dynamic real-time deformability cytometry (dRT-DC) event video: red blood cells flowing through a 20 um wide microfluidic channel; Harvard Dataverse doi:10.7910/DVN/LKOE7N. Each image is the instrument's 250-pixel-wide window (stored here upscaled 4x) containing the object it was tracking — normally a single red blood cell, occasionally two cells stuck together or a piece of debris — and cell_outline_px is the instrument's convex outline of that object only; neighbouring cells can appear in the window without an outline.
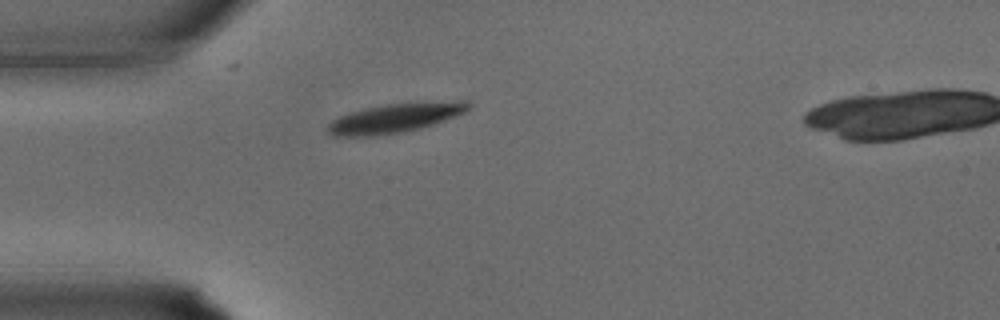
{"species": "common noctule bat (a hibernating species)", "species_latin": "Nyctalus noctula", "temperature_condition": "warm", "stored_images_in_passage": 22, "camera_frame_rate_fps": 3000, "um_per_image_px": 0.085, "animal": {"sex": "male", "body_mass_g": 15.6}, "frame": {"image": 1, "passage_image": 1, "time_ms": 0.0, "image_size_px": [1000, 320], "cell_outline_px": [[472, 104], [464, 112], [444, 120], [420, 128], [404, 132], [372, 136], [336, 136], [328, 132], [324, 128], [332, 120], [340, 116], [364, 108], [388, 104], [460, 100], [468, 100]], "centroid_in_image_um": [33.57, 10.03], "position_along_channel_um": 51.4, "area_um2": 23.81}}
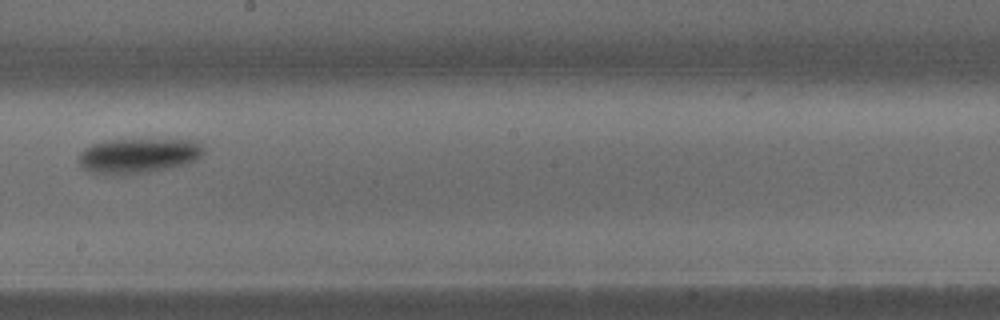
{"frame": {"image": 2, "passage_image": 11, "time_ms": 3.333, "image_size_px": [1000, 320], "cell_outline_px": [[204, 152], [196, 160], [172, 168], [128, 176], [116, 176], [92, 172], [84, 168], [80, 164], [80, 152], [84, 148], [92, 144], [108, 140], [196, 140], [204, 148]], "centroid_in_image_um": [11.76, 13.26], "position_along_channel_um": 236.4, "area_um2": 25.66}}
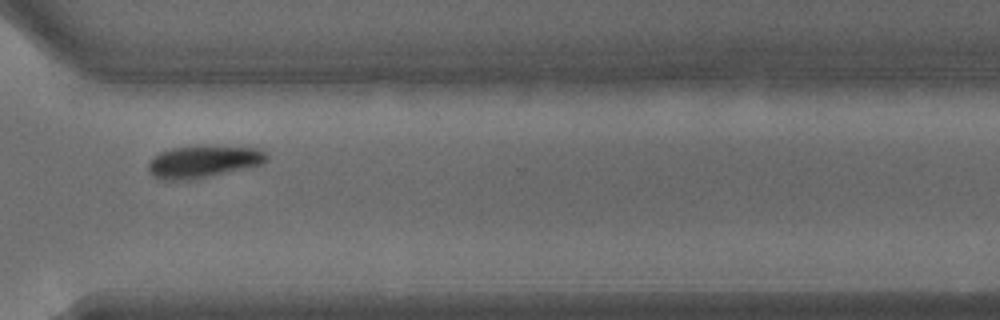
{"frame": {"image": 3, "passage_image": 17, "time_ms": 5.333, "image_size_px": [1000, 320], "cell_outline_px": [[268, 160], [264, 164], [192, 180], [164, 180], [152, 176], [148, 172], [148, 164], [152, 156], [160, 152], [172, 148], [260, 148], [268, 156]], "centroid_in_image_um": [17.24, 13.79], "position_along_channel_um": 353.4, "area_um2": 21.62}}